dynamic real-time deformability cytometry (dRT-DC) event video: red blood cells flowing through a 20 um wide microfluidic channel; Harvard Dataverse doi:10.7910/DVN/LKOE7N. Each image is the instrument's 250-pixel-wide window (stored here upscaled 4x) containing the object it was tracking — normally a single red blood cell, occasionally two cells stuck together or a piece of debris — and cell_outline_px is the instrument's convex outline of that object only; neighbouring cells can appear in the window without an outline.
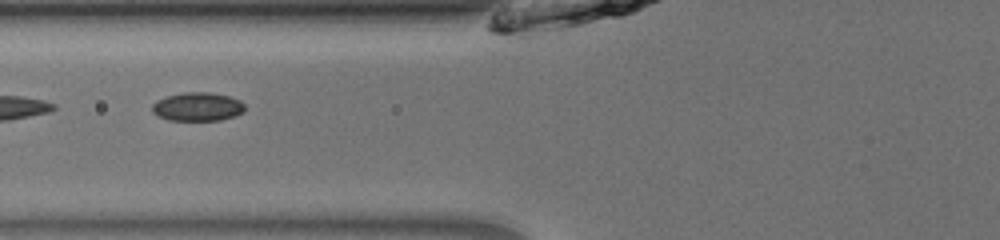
{"species": "common noctule bat (a hibernating species)", "species_latin": "Nyctalus noctula", "temperature_condition": "room temperature", "stored_images_in_passage": 40, "segment_of_instrument_passage": [2, 2], "camera_frame_rate_fps": 3000, "um_per_image_px": 0.085, "animal": {"sex": "male", "body_mass_g": 13.0, "forearm_length_mm": 53.1}, "frame": {"image": 1, "passage_image": 24, "time_ms": 7.667, "image_size_px": [1000, 240], "cell_outline_px": [[244, 112], [220, 120], [168, 120], [156, 116], [152, 112], [152, 104], [156, 100], [168, 96], [184, 92], [208, 92], [228, 96], [240, 100], [244, 104]], "centroid_in_image_um": [16.76, 9.07], "position_along_channel_um": 109.0, "area_um2": 15.43}}